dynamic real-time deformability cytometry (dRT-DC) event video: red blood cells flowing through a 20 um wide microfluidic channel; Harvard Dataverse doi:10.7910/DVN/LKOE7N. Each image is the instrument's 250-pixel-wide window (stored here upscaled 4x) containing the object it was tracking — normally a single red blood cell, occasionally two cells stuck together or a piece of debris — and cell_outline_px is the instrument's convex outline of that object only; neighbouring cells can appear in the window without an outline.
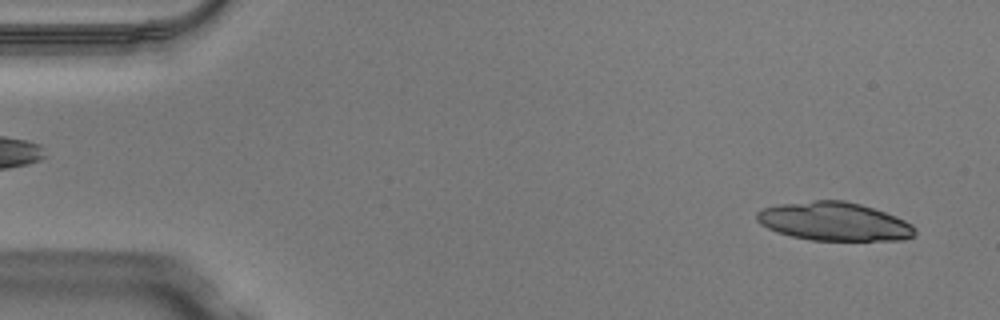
{"species": "Egyptian fruit bat (a non-hibernating species)", "species_latin": "Rousettus aegyptiacus", "temperature_condition": "warm", "stored_images_in_passage": 47, "camera_frame_rate_fps": 3000, "um_per_image_px": 0.085, "animal": {"sex": "male"}, "frame": {"image": 1, "passage_image": 2, "time_ms": 0.333, "image_size_px": [1000, 320], "cell_outline_px": [[916, 232], [912, 236], [904, 240], [812, 240], [792, 236], [776, 232], [760, 224], [756, 220], [756, 212], [764, 208], [784, 204], [816, 200], [844, 200], [860, 204], [896, 216], [912, 224]], "centroid_in_image_um": [70.9, 18.83], "position_along_channel_um": 14.1, "area_um2": 35.2}}